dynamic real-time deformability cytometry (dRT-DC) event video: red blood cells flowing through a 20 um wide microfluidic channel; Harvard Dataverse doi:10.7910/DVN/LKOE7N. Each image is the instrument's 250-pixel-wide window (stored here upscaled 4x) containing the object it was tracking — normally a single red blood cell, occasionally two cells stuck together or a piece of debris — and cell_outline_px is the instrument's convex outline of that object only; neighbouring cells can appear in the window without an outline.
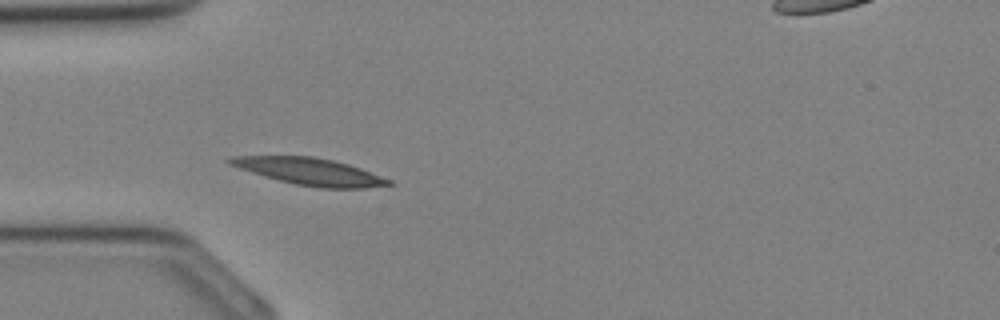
{"species": "Egyptian fruit bat (a non-hibernating species)", "species_latin": "Rousettus aegyptiacus", "temperature_condition": "cold", "stored_images_in_passage": 19, "camera_frame_rate_fps": 3000, "um_per_image_px": 0.085, "animal": {"sex": "female"}, "frame": {"image": 1, "passage_image": 1, "time_ms": 0.0, "image_size_px": [1000, 320], "cell_outline_px": [[396, 184], [364, 188], [320, 188], [296, 184], [264, 176], [228, 164], [224, 160], [232, 156], [312, 156], [332, 160], [348, 164], [360, 168], [392, 180]], "centroid_in_image_um": [26.35, 14.58], "position_along_channel_um": 58.7, "area_um2": 24.8}}
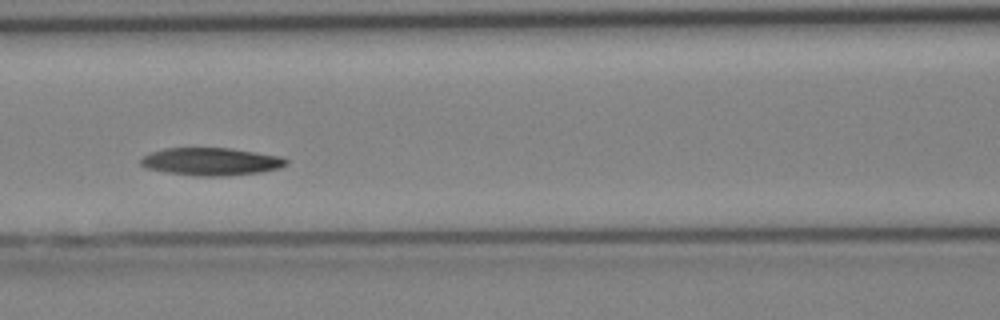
{"frame": {"image": 2, "passage_image": 6, "time_ms": 1.667, "image_size_px": [1000, 320], "cell_outline_px": [[288, 164], [280, 168], [260, 172], [224, 176], [196, 176], [164, 172], [148, 168], [140, 164], [140, 160], [144, 156], [152, 152], [164, 148], [232, 148], [280, 156], [288, 160]], "centroid_in_image_um": [17.96, 13.73], "position_along_channel_um": 148.6, "area_um2": 23.47}}
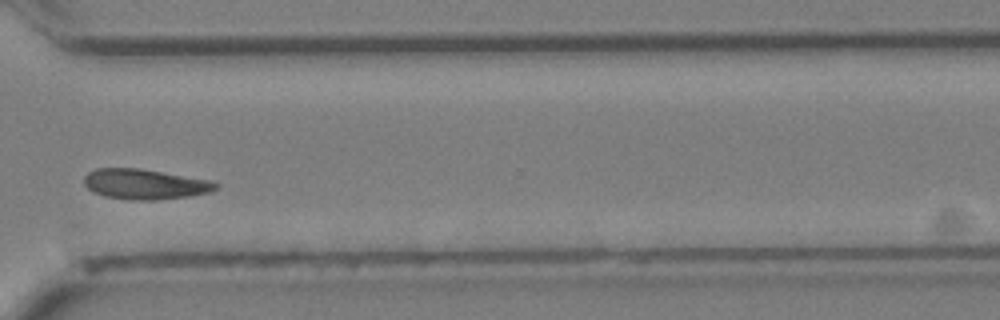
{"frame": {"image": 3, "passage_image": 17, "time_ms": 5.333, "image_size_px": [1000, 320], "cell_outline_px": [[220, 184], [216, 188], [208, 192], [188, 196], [156, 200], [128, 200], [104, 196], [92, 192], [84, 184], [84, 176], [88, 172], [96, 168], [140, 168], [212, 180]], "centroid_in_image_um": [12.29, 15.65], "position_along_channel_um": 358.3, "area_um2": 23.35}}